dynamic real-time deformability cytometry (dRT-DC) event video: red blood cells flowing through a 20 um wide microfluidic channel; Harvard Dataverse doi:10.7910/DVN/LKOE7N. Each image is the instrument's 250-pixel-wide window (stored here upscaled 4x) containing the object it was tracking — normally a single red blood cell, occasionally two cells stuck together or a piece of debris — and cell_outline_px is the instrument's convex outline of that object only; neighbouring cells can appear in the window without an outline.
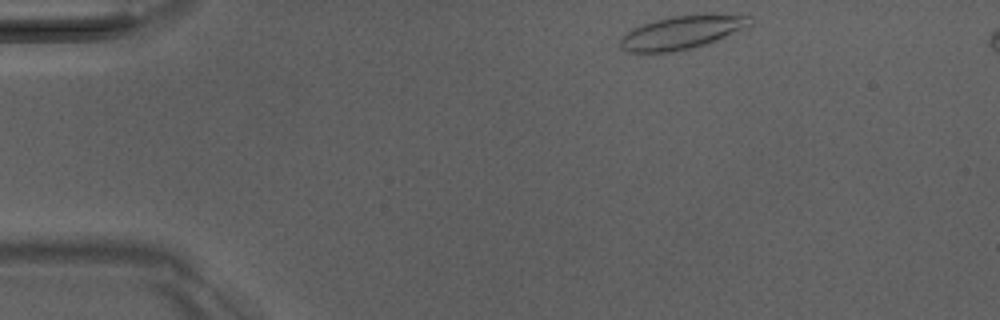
{"species": "Egyptian fruit bat (a non-hibernating species)", "species_latin": "Rousettus aegyptiacus", "temperature_condition": "room temperature", "stored_images_in_passage": 45, "segment_of_instrument_passage": [1, 2], "camera_frame_rate_fps": 3000, "um_per_image_px": 0.085, "animal": {"sex": "male"}, "frame": {"image": 1, "passage_image": 1, "time_ms": 0.0, "image_size_px": [1000, 320], "cell_outline_px": [[752, 24], [716, 40], [692, 48], [672, 52], [628, 52], [620, 48], [620, 36], [632, 28], [656, 20], [672, 16], [712, 12], [752, 16]], "centroid_in_image_um": [57.97, 2.72], "position_along_channel_um": 27.0, "area_um2": 25.49}}
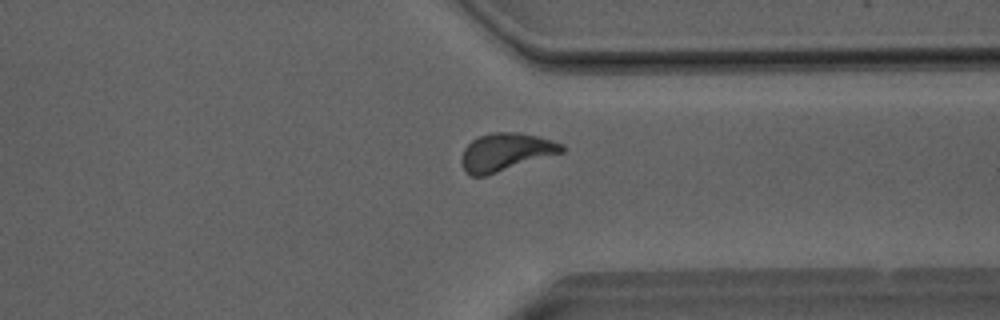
{"frame": {"image": 2, "passage_image": 32, "time_ms": 10.333, "image_size_px": [1000, 320], "cell_outline_px": [[568, 148], [564, 152], [484, 176], [472, 176], [464, 168], [460, 160], [464, 148], [472, 140], [480, 136], [492, 132], [516, 132], [536, 136], [552, 140], [564, 144]], "centroid_in_image_um": [43.02, 12.91], "position_along_channel_um": 368.4, "area_um2": 21.96}}
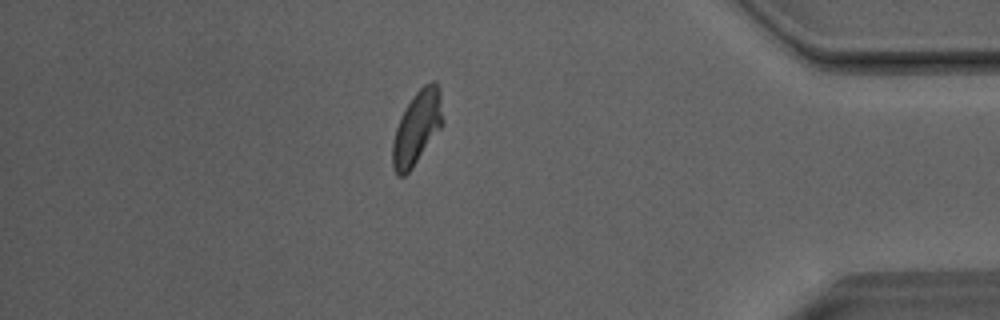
{"frame": {"image": 3, "passage_image": 37, "time_ms": 12.0, "image_size_px": [1000, 320], "cell_outline_px": [[444, 124], [412, 168], [404, 176], [396, 176], [392, 168], [392, 144], [396, 128], [400, 116], [404, 108], [412, 96], [424, 84], [432, 80], [436, 80], [440, 92], [444, 120]], "centroid_in_image_um": [35.44, 10.84], "position_along_channel_um": 399.8, "area_um2": 21.85}}